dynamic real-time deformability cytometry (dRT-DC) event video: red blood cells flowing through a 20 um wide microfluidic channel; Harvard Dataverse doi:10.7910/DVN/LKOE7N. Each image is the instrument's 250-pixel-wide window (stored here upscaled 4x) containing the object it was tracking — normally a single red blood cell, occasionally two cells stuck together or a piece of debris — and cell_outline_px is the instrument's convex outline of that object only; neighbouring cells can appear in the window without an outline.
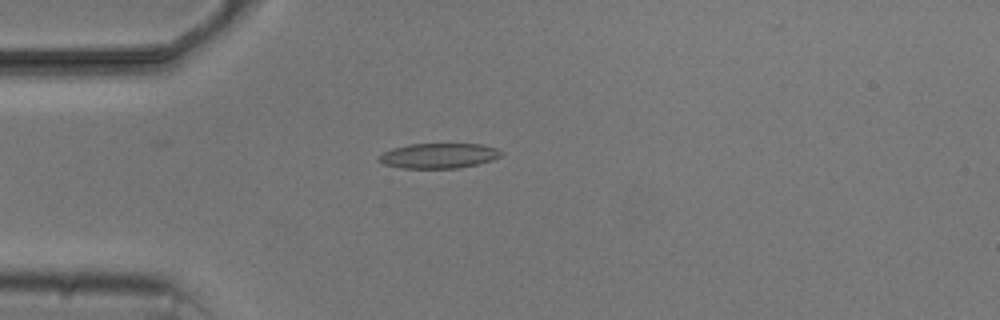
{"species": "common noctule bat (a hibernating species)", "species_latin": "Nyctalus noctula", "temperature_condition": "cold", "stored_images_in_passage": 5, "camera_frame_rate_fps": 3000, "um_per_image_px": 0.085, "animal": {"sex": "male", "body_mass_g": 20.5, "forearm_length_mm": 52.5}, "frame": {"image": 1, "passage_image": 4, "time_ms": 3.667, "image_size_px": [1000, 320], "cell_outline_px": [[504, 152], [500, 156], [492, 160], [460, 168], [400, 168], [384, 164], [376, 160], [384, 152], [392, 148], [408, 144], [480, 144], [496, 148]], "centroid_in_image_um": [37.28, 13.24], "position_along_channel_um": 47.7, "area_um2": 17.86}}